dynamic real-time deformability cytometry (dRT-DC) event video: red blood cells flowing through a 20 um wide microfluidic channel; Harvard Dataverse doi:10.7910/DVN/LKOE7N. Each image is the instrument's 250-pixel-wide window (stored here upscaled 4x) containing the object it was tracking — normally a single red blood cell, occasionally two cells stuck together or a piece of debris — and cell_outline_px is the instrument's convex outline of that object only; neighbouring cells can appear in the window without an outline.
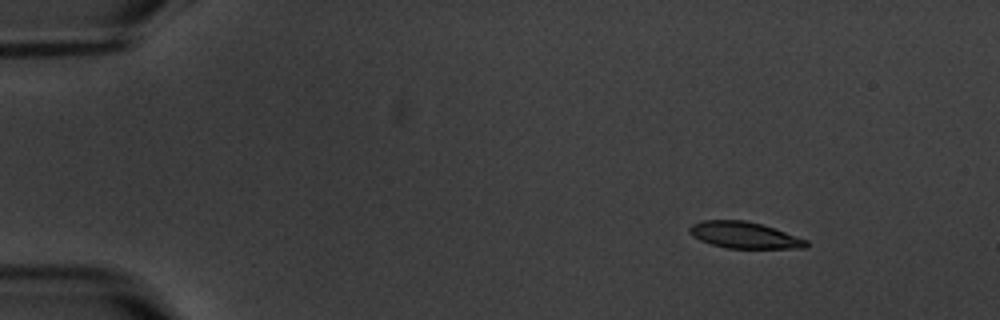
{"species": "common noctule bat (a hibernating species)", "species_latin": "Nyctalus noctula", "temperature_condition": "warm", "stored_images_in_passage": 4, "camera_frame_rate_fps": 3000, "um_per_image_px": 0.085, "animal": {"sex": "male", "body_mass_g": 20.1, "forearm_length_mm": 53.5}, "frame": {"image": 1, "passage_image": 2, "time_ms": 1.333, "image_size_px": [1000, 320], "cell_outline_px": [[812, 244], [808, 248], [724, 248], [700, 240], [692, 236], [688, 232], [688, 228], [692, 224], [700, 220], [744, 220], [760, 224], [808, 240]], "centroid_in_image_um": [63.26, 19.99], "position_along_channel_um": 21.7, "area_um2": 18.03}}